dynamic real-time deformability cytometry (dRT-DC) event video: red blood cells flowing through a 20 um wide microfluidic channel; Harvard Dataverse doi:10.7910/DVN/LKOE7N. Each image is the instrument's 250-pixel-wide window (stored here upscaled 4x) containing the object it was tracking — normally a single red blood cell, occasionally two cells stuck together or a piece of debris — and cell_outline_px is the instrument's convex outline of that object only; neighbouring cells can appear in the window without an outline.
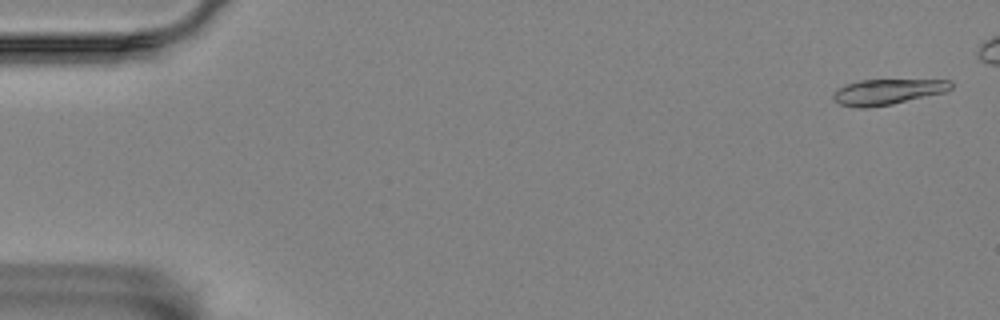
{"species": "Egyptian fruit bat (a non-hibernating species)", "species_latin": "Rousettus aegyptiacus", "temperature_condition": "room temperature", "stored_images_in_passage": 16, "camera_frame_rate_fps": 3000, "um_per_image_px": 0.085, "animal": {"sex": "female"}, "frame": {"image": 1, "passage_image": 1, "time_ms": 0.0, "image_size_px": [1000, 320], "cell_outline_px": [[952, 88], [944, 92], [892, 104], [864, 108], [860, 108], [840, 104], [832, 96], [840, 88], [848, 84], [860, 80], [952, 80]], "centroid_in_image_um": [75.47, 7.8], "position_along_channel_um": 9.5, "area_um2": 17.11}}
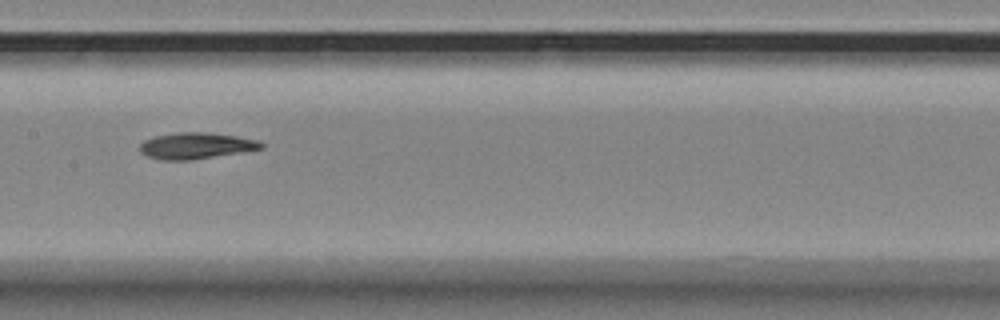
{"frame": {"image": 2, "passage_image": 8, "time_ms": 9.0, "image_size_px": [1000, 320], "cell_outline_px": [[264, 148], [192, 160], [160, 160], [148, 156], [140, 152], [140, 144], [144, 140], [156, 136], [180, 132], [204, 132], [236, 136], [260, 140], [264, 144]], "centroid_in_image_um": [16.67, 12.39], "position_along_channel_um": 190.7, "area_um2": 18.5}}
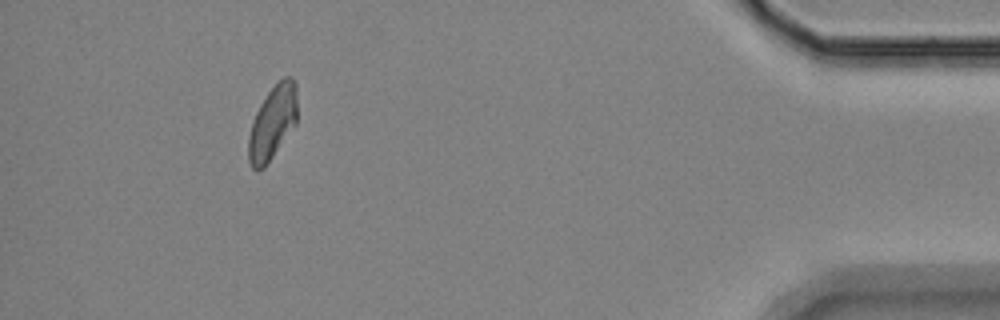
{"frame": {"image": 3, "passage_image": 16, "time_ms": 19.333, "image_size_px": [1000, 320], "cell_outline_px": [[296, 124], [264, 168], [256, 172], [252, 168], [248, 160], [248, 140], [252, 124], [256, 112], [260, 104], [268, 92], [284, 76], [292, 76], [296, 84]], "centroid_in_image_um": [23.16, 10.44], "position_along_channel_um": 412.0, "area_um2": 20.81}}